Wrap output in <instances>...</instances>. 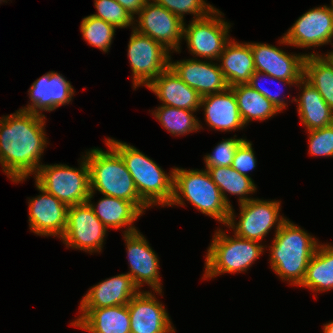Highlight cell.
<instances>
[{
	"mask_svg": "<svg viewBox=\"0 0 333 333\" xmlns=\"http://www.w3.org/2000/svg\"><path fill=\"white\" fill-rule=\"evenodd\" d=\"M45 118L19 109L0 119V164L12 182H23L41 166L47 144Z\"/></svg>",
	"mask_w": 333,
	"mask_h": 333,
	"instance_id": "1",
	"label": "cell"
},
{
	"mask_svg": "<svg viewBox=\"0 0 333 333\" xmlns=\"http://www.w3.org/2000/svg\"><path fill=\"white\" fill-rule=\"evenodd\" d=\"M272 243L269 246L271 268L282 280L299 286L319 246L317 239L286 219Z\"/></svg>",
	"mask_w": 333,
	"mask_h": 333,
	"instance_id": "2",
	"label": "cell"
},
{
	"mask_svg": "<svg viewBox=\"0 0 333 333\" xmlns=\"http://www.w3.org/2000/svg\"><path fill=\"white\" fill-rule=\"evenodd\" d=\"M109 151L99 148L86 152L90 192L131 201L142 213L149 208L140 198L133 178L120 154L105 141Z\"/></svg>",
	"mask_w": 333,
	"mask_h": 333,
	"instance_id": "3",
	"label": "cell"
},
{
	"mask_svg": "<svg viewBox=\"0 0 333 333\" xmlns=\"http://www.w3.org/2000/svg\"><path fill=\"white\" fill-rule=\"evenodd\" d=\"M130 172L141 200L148 206H169L173 197L174 168L170 176L158 164L134 146L107 138Z\"/></svg>",
	"mask_w": 333,
	"mask_h": 333,
	"instance_id": "4",
	"label": "cell"
},
{
	"mask_svg": "<svg viewBox=\"0 0 333 333\" xmlns=\"http://www.w3.org/2000/svg\"><path fill=\"white\" fill-rule=\"evenodd\" d=\"M173 176V197L169 206H183L185 198L203 214L227 224L231 207L206 169L186 170L176 167Z\"/></svg>",
	"mask_w": 333,
	"mask_h": 333,
	"instance_id": "5",
	"label": "cell"
},
{
	"mask_svg": "<svg viewBox=\"0 0 333 333\" xmlns=\"http://www.w3.org/2000/svg\"><path fill=\"white\" fill-rule=\"evenodd\" d=\"M233 237L226 235L221 229L215 232L206 255L204 278H214L222 273L245 272L266 247L260 242L235 234Z\"/></svg>",
	"mask_w": 333,
	"mask_h": 333,
	"instance_id": "6",
	"label": "cell"
},
{
	"mask_svg": "<svg viewBox=\"0 0 333 333\" xmlns=\"http://www.w3.org/2000/svg\"><path fill=\"white\" fill-rule=\"evenodd\" d=\"M80 168L64 164L42 165L35 182L68 207L87 202L90 194L89 167L82 156Z\"/></svg>",
	"mask_w": 333,
	"mask_h": 333,
	"instance_id": "7",
	"label": "cell"
},
{
	"mask_svg": "<svg viewBox=\"0 0 333 333\" xmlns=\"http://www.w3.org/2000/svg\"><path fill=\"white\" fill-rule=\"evenodd\" d=\"M221 15L222 12L215 8L207 16L193 19L187 27L184 22L183 39L192 55L218 61L230 41L228 33L231 26L221 19Z\"/></svg>",
	"mask_w": 333,
	"mask_h": 333,
	"instance_id": "8",
	"label": "cell"
},
{
	"mask_svg": "<svg viewBox=\"0 0 333 333\" xmlns=\"http://www.w3.org/2000/svg\"><path fill=\"white\" fill-rule=\"evenodd\" d=\"M239 205V222L235 224L236 220L232 206L226 226L235 229L234 234L244 239L262 242L273 226L277 225L276 233L286 220L285 217L279 216V201H265L257 198Z\"/></svg>",
	"mask_w": 333,
	"mask_h": 333,
	"instance_id": "9",
	"label": "cell"
},
{
	"mask_svg": "<svg viewBox=\"0 0 333 333\" xmlns=\"http://www.w3.org/2000/svg\"><path fill=\"white\" fill-rule=\"evenodd\" d=\"M133 87L148 86L169 66V51L152 38L133 29L128 44Z\"/></svg>",
	"mask_w": 333,
	"mask_h": 333,
	"instance_id": "10",
	"label": "cell"
},
{
	"mask_svg": "<svg viewBox=\"0 0 333 333\" xmlns=\"http://www.w3.org/2000/svg\"><path fill=\"white\" fill-rule=\"evenodd\" d=\"M107 230L90 204L85 202L68 208L67 224L61 240L67 247L89 253L100 252Z\"/></svg>",
	"mask_w": 333,
	"mask_h": 333,
	"instance_id": "11",
	"label": "cell"
},
{
	"mask_svg": "<svg viewBox=\"0 0 333 333\" xmlns=\"http://www.w3.org/2000/svg\"><path fill=\"white\" fill-rule=\"evenodd\" d=\"M151 1L147 0L144 8L138 13V20L134 21L139 24L132 29L152 38L168 51L179 52L184 22L163 6Z\"/></svg>",
	"mask_w": 333,
	"mask_h": 333,
	"instance_id": "12",
	"label": "cell"
},
{
	"mask_svg": "<svg viewBox=\"0 0 333 333\" xmlns=\"http://www.w3.org/2000/svg\"><path fill=\"white\" fill-rule=\"evenodd\" d=\"M331 7L310 9L300 16L280 39V44L311 48L331 43L333 39V0Z\"/></svg>",
	"mask_w": 333,
	"mask_h": 333,
	"instance_id": "13",
	"label": "cell"
},
{
	"mask_svg": "<svg viewBox=\"0 0 333 333\" xmlns=\"http://www.w3.org/2000/svg\"><path fill=\"white\" fill-rule=\"evenodd\" d=\"M130 276L138 288L143 283L148 284L158 294L161 295L162 287L159 275V259L143 234L138 230L124 234Z\"/></svg>",
	"mask_w": 333,
	"mask_h": 333,
	"instance_id": "14",
	"label": "cell"
},
{
	"mask_svg": "<svg viewBox=\"0 0 333 333\" xmlns=\"http://www.w3.org/2000/svg\"><path fill=\"white\" fill-rule=\"evenodd\" d=\"M35 184L41 194L28 202L30 229L39 236L61 238L65 233L69 207Z\"/></svg>",
	"mask_w": 333,
	"mask_h": 333,
	"instance_id": "15",
	"label": "cell"
},
{
	"mask_svg": "<svg viewBox=\"0 0 333 333\" xmlns=\"http://www.w3.org/2000/svg\"><path fill=\"white\" fill-rule=\"evenodd\" d=\"M131 333H175L164 305L149 291H139L127 304Z\"/></svg>",
	"mask_w": 333,
	"mask_h": 333,
	"instance_id": "16",
	"label": "cell"
},
{
	"mask_svg": "<svg viewBox=\"0 0 333 333\" xmlns=\"http://www.w3.org/2000/svg\"><path fill=\"white\" fill-rule=\"evenodd\" d=\"M257 71L282 80H300L304 74V54H287L265 43H250Z\"/></svg>",
	"mask_w": 333,
	"mask_h": 333,
	"instance_id": "17",
	"label": "cell"
},
{
	"mask_svg": "<svg viewBox=\"0 0 333 333\" xmlns=\"http://www.w3.org/2000/svg\"><path fill=\"white\" fill-rule=\"evenodd\" d=\"M28 92L32 102L20 110L44 115L42 114L43 111L50 112L59 106L70 103L75 90L62 74L49 71L34 81Z\"/></svg>",
	"mask_w": 333,
	"mask_h": 333,
	"instance_id": "18",
	"label": "cell"
},
{
	"mask_svg": "<svg viewBox=\"0 0 333 333\" xmlns=\"http://www.w3.org/2000/svg\"><path fill=\"white\" fill-rule=\"evenodd\" d=\"M201 61L200 59H186L171 62L169 66L188 86L195 89L201 96L220 93L229 88L219 64Z\"/></svg>",
	"mask_w": 333,
	"mask_h": 333,
	"instance_id": "19",
	"label": "cell"
},
{
	"mask_svg": "<svg viewBox=\"0 0 333 333\" xmlns=\"http://www.w3.org/2000/svg\"><path fill=\"white\" fill-rule=\"evenodd\" d=\"M139 291L130 276L119 274L90 288L80 302V309L127 305Z\"/></svg>",
	"mask_w": 333,
	"mask_h": 333,
	"instance_id": "20",
	"label": "cell"
},
{
	"mask_svg": "<svg viewBox=\"0 0 333 333\" xmlns=\"http://www.w3.org/2000/svg\"><path fill=\"white\" fill-rule=\"evenodd\" d=\"M167 105L179 109L197 111L201 108L202 96L185 84L174 70L168 66L148 86Z\"/></svg>",
	"mask_w": 333,
	"mask_h": 333,
	"instance_id": "21",
	"label": "cell"
},
{
	"mask_svg": "<svg viewBox=\"0 0 333 333\" xmlns=\"http://www.w3.org/2000/svg\"><path fill=\"white\" fill-rule=\"evenodd\" d=\"M201 107H204L205 120L213 130L234 131L245 127L234 92L230 88L202 96Z\"/></svg>",
	"mask_w": 333,
	"mask_h": 333,
	"instance_id": "22",
	"label": "cell"
},
{
	"mask_svg": "<svg viewBox=\"0 0 333 333\" xmlns=\"http://www.w3.org/2000/svg\"><path fill=\"white\" fill-rule=\"evenodd\" d=\"M72 326L91 333H131L128 305L80 309Z\"/></svg>",
	"mask_w": 333,
	"mask_h": 333,
	"instance_id": "23",
	"label": "cell"
},
{
	"mask_svg": "<svg viewBox=\"0 0 333 333\" xmlns=\"http://www.w3.org/2000/svg\"><path fill=\"white\" fill-rule=\"evenodd\" d=\"M218 60L222 62L219 67L229 87L248 83L256 70L250 43L230 40Z\"/></svg>",
	"mask_w": 333,
	"mask_h": 333,
	"instance_id": "24",
	"label": "cell"
},
{
	"mask_svg": "<svg viewBox=\"0 0 333 333\" xmlns=\"http://www.w3.org/2000/svg\"><path fill=\"white\" fill-rule=\"evenodd\" d=\"M298 85H300L302 93L298 99L294 98L291 102H297L301 124L306 127L307 131L333 124V111L315 87L304 77L296 83V86Z\"/></svg>",
	"mask_w": 333,
	"mask_h": 333,
	"instance_id": "25",
	"label": "cell"
},
{
	"mask_svg": "<svg viewBox=\"0 0 333 333\" xmlns=\"http://www.w3.org/2000/svg\"><path fill=\"white\" fill-rule=\"evenodd\" d=\"M95 192H90L87 202L92 207L94 214L100 219L104 226L108 228L120 229L126 227L124 234L132 233L137 229L132 226V223L142 216V212L131 202L119 199L112 196L104 195L98 202L93 205L91 198ZM97 206V207H96Z\"/></svg>",
	"mask_w": 333,
	"mask_h": 333,
	"instance_id": "26",
	"label": "cell"
},
{
	"mask_svg": "<svg viewBox=\"0 0 333 333\" xmlns=\"http://www.w3.org/2000/svg\"><path fill=\"white\" fill-rule=\"evenodd\" d=\"M299 286L307 287L314 292L333 289V245L319 244Z\"/></svg>",
	"mask_w": 333,
	"mask_h": 333,
	"instance_id": "27",
	"label": "cell"
},
{
	"mask_svg": "<svg viewBox=\"0 0 333 333\" xmlns=\"http://www.w3.org/2000/svg\"><path fill=\"white\" fill-rule=\"evenodd\" d=\"M229 88L234 92L238 109L245 125L250 120L263 121L273 117L278 112L280 113L272 102L247 83L237 84Z\"/></svg>",
	"mask_w": 333,
	"mask_h": 333,
	"instance_id": "28",
	"label": "cell"
},
{
	"mask_svg": "<svg viewBox=\"0 0 333 333\" xmlns=\"http://www.w3.org/2000/svg\"><path fill=\"white\" fill-rule=\"evenodd\" d=\"M212 181L218 186L225 202L232 207L226 196V192L239 196V204L245 203L253 198L246 195L255 192L256 186L250 176L240 174L237 170L229 167H206Z\"/></svg>",
	"mask_w": 333,
	"mask_h": 333,
	"instance_id": "29",
	"label": "cell"
},
{
	"mask_svg": "<svg viewBox=\"0 0 333 333\" xmlns=\"http://www.w3.org/2000/svg\"><path fill=\"white\" fill-rule=\"evenodd\" d=\"M305 55L303 77L315 87L333 111V66L323 55Z\"/></svg>",
	"mask_w": 333,
	"mask_h": 333,
	"instance_id": "30",
	"label": "cell"
},
{
	"mask_svg": "<svg viewBox=\"0 0 333 333\" xmlns=\"http://www.w3.org/2000/svg\"><path fill=\"white\" fill-rule=\"evenodd\" d=\"M152 112L161 125L175 136L196 132L202 128L199 120L193 115V112H196L193 110L161 105Z\"/></svg>",
	"mask_w": 333,
	"mask_h": 333,
	"instance_id": "31",
	"label": "cell"
},
{
	"mask_svg": "<svg viewBox=\"0 0 333 333\" xmlns=\"http://www.w3.org/2000/svg\"><path fill=\"white\" fill-rule=\"evenodd\" d=\"M80 28L83 39H85L89 45L99 48L104 52L109 51L113 36L116 32V28L113 25L100 18L89 15L82 19Z\"/></svg>",
	"mask_w": 333,
	"mask_h": 333,
	"instance_id": "32",
	"label": "cell"
},
{
	"mask_svg": "<svg viewBox=\"0 0 333 333\" xmlns=\"http://www.w3.org/2000/svg\"><path fill=\"white\" fill-rule=\"evenodd\" d=\"M97 9L94 17L100 18L115 28H127L135 25L134 17L130 15L116 0H94Z\"/></svg>",
	"mask_w": 333,
	"mask_h": 333,
	"instance_id": "33",
	"label": "cell"
},
{
	"mask_svg": "<svg viewBox=\"0 0 333 333\" xmlns=\"http://www.w3.org/2000/svg\"><path fill=\"white\" fill-rule=\"evenodd\" d=\"M184 22V14H193V19L207 16L215 8L205 0H153Z\"/></svg>",
	"mask_w": 333,
	"mask_h": 333,
	"instance_id": "34",
	"label": "cell"
},
{
	"mask_svg": "<svg viewBox=\"0 0 333 333\" xmlns=\"http://www.w3.org/2000/svg\"><path fill=\"white\" fill-rule=\"evenodd\" d=\"M243 138L223 139L213 150V154L204 157L205 167H229L238 147L245 141Z\"/></svg>",
	"mask_w": 333,
	"mask_h": 333,
	"instance_id": "35",
	"label": "cell"
},
{
	"mask_svg": "<svg viewBox=\"0 0 333 333\" xmlns=\"http://www.w3.org/2000/svg\"><path fill=\"white\" fill-rule=\"evenodd\" d=\"M309 133V153L313 156L333 157V124L307 131Z\"/></svg>",
	"mask_w": 333,
	"mask_h": 333,
	"instance_id": "36",
	"label": "cell"
},
{
	"mask_svg": "<svg viewBox=\"0 0 333 333\" xmlns=\"http://www.w3.org/2000/svg\"><path fill=\"white\" fill-rule=\"evenodd\" d=\"M267 77L272 79V83L274 84L275 81L285 83L288 85H295L299 80H282V79H277L275 77H271L268 74H264L263 72L255 70V72L252 74L250 77V81L247 83L249 86H251L253 89L257 90L260 94H262L265 98H267L270 102H272L275 107L281 112L285 107L287 106V103L283 98H280V92L279 93H271V91L261 85H259V79H263V77ZM260 77V78H259ZM265 79V78H264ZM266 80V79H265ZM282 91V90H281ZM286 103V104H285Z\"/></svg>",
	"mask_w": 333,
	"mask_h": 333,
	"instance_id": "37",
	"label": "cell"
},
{
	"mask_svg": "<svg viewBox=\"0 0 333 333\" xmlns=\"http://www.w3.org/2000/svg\"><path fill=\"white\" fill-rule=\"evenodd\" d=\"M231 167L240 174L249 176L247 172L256 167V158L251 141L245 140L237 149Z\"/></svg>",
	"mask_w": 333,
	"mask_h": 333,
	"instance_id": "38",
	"label": "cell"
},
{
	"mask_svg": "<svg viewBox=\"0 0 333 333\" xmlns=\"http://www.w3.org/2000/svg\"><path fill=\"white\" fill-rule=\"evenodd\" d=\"M130 15L138 13L144 8L147 0H116Z\"/></svg>",
	"mask_w": 333,
	"mask_h": 333,
	"instance_id": "39",
	"label": "cell"
},
{
	"mask_svg": "<svg viewBox=\"0 0 333 333\" xmlns=\"http://www.w3.org/2000/svg\"><path fill=\"white\" fill-rule=\"evenodd\" d=\"M324 333H333V321L324 325Z\"/></svg>",
	"mask_w": 333,
	"mask_h": 333,
	"instance_id": "40",
	"label": "cell"
},
{
	"mask_svg": "<svg viewBox=\"0 0 333 333\" xmlns=\"http://www.w3.org/2000/svg\"><path fill=\"white\" fill-rule=\"evenodd\" d=\"M324 57L329 61V63L333 66V51L329 52L328 54L324 55Z\"/></svg>",
	"mask_w": 333,
	"mask_h": 333,
	"instance_id": "41",
	"label": "cell"
}]
</instances>
